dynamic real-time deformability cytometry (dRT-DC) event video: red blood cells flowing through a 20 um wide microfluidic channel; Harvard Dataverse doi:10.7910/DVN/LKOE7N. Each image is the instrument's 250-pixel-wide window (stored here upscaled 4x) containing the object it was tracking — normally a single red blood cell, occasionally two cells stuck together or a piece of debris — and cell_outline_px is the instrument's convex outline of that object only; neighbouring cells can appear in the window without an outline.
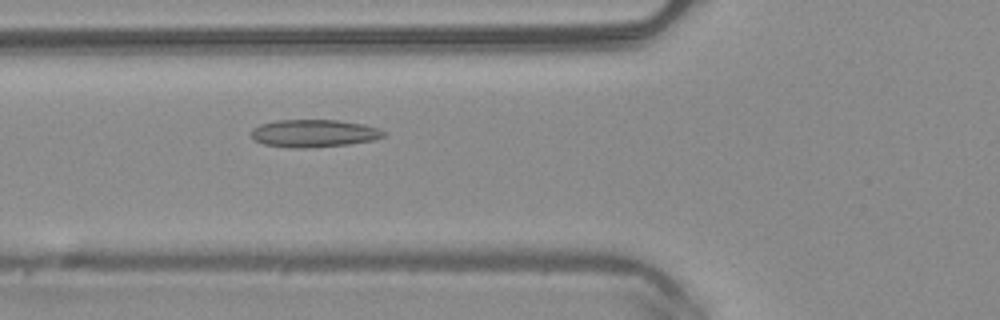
{"species": "common noctule bat (a hibernating species)", "species_latin": "Nyctalus noctula", "temperature_condition": "warm", "stored_images_in_passage": 41, "camera_frame_rate_fps": 3000, "um_per_image_px": 0.085, "animal": {"sex": "male", "body_mass_g": 20.4}, "frame": {"image": 1, "passage_image": 10, "time_ms": 3.0, "image_size_px": [1000, 320], "cell_outline_px": [[384, 136], [372, 140], [348, 144], [308, 148], [292, 148], [264, 144], [252, 140], [252, 128], [260, 124], [276, 120], [340, 120], [364, 124], [380, 128], [384, 132]], "centroid_in_image_um": [26.66, 11.33], "position_along_channel_um": 99.1, "area_um2": 21.39}}
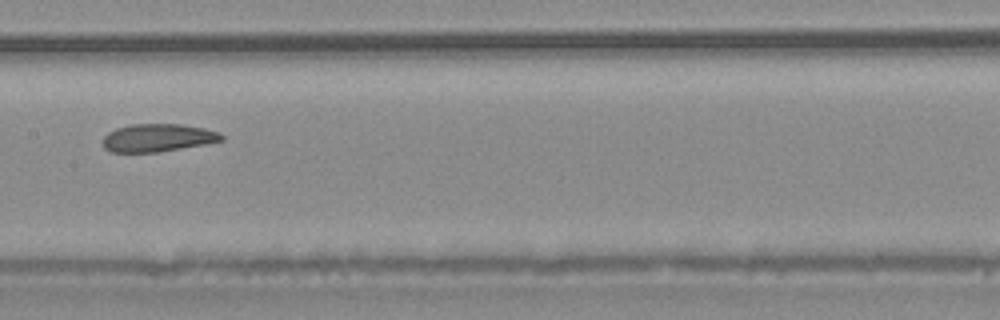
{"frame": {"image": 2, "passage_image": 17, "time_ms": 5.333, "image_size_px": [1000, 320], "cell_outline_px": [[224, 140], [204, 144], [160, 152], [112, 152], [104, 148], [104, 136], [108, 132], [116, 128], [132, 124], [180, 124], [204, 128], [220, 132], [224, 136]], "centroid_in_image_um": [13.43, 11.71], "position_along_channel_um": 194.0, "area_um2": 19.25}}
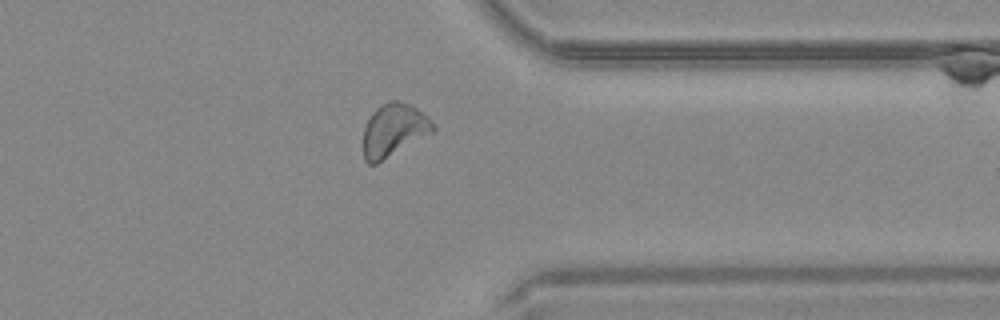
{"frame": {"image": 3, "passage_image": 31, "time_ms": 10.0, "image_size_px": [1000, 320], "cell_outline_px": [[436, 128], [432, 132], [376, 164], [368, 164], [364, 160], [364, 128], [372, 112], [376, 108], [388, 100], [396, 100], [412, 104], [428, 116]], "centroid_in_image_um": [33.47, 11.03], "position_along_channel_um": 377.9, "area_um2": 21.33}, "authors_computed_cell_mechanics": {"area_um2": 20.9236, "velocity_mm_per_s": 4.0529, "shape_relaxation_time_tau1_ms": null, "shape_relaxation_time_tau2_ms": 1.213, "deformation_change_tau1": null, "deformation_change_tau2": 0.0774}}